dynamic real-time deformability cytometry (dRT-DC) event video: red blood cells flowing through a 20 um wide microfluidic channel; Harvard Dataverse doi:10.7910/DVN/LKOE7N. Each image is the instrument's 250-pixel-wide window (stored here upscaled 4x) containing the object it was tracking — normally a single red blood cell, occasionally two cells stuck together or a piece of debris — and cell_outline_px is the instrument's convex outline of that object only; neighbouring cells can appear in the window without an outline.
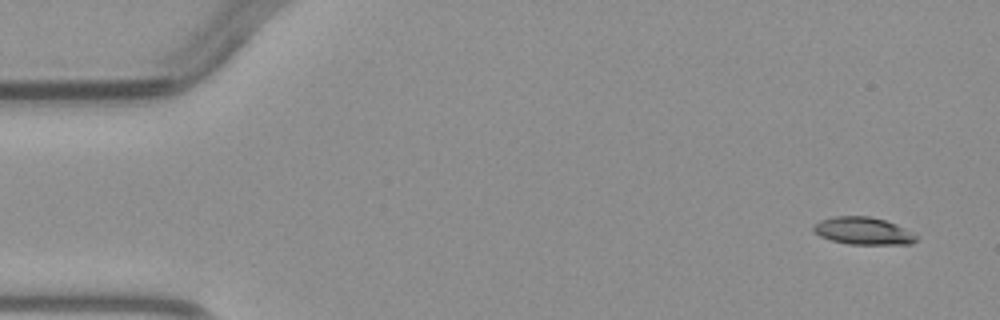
{"species": "common noctule bat (a hibernating species)", "species_latin": "Nyctalus noctula", "temperature_condition": "warm", "stored_images_in_passage": 4, "camera_frame_rate_fps": 3000, "um_per_image_px": 0.085, "animal": {"sex": "male", "body_mass_g": 23.1, "forearm_length_mm": 52.7}, "frame": {"image": 1, "passage_image": 1, "time_ms": 0.0, "image_size_px": [1000, 320], "cell_outline_px": [[920, 236], [912, 244], [848, 244], [832, 240], [820, 236], [812, 232], [812, 228], [820, 220], [836, 216], [868, 216], [884, 220], [896, 224]], "centroid_in_image_um": [73.38, 19.63], "position_along_channel_um": 11.6, "area_um2": 16.42}}
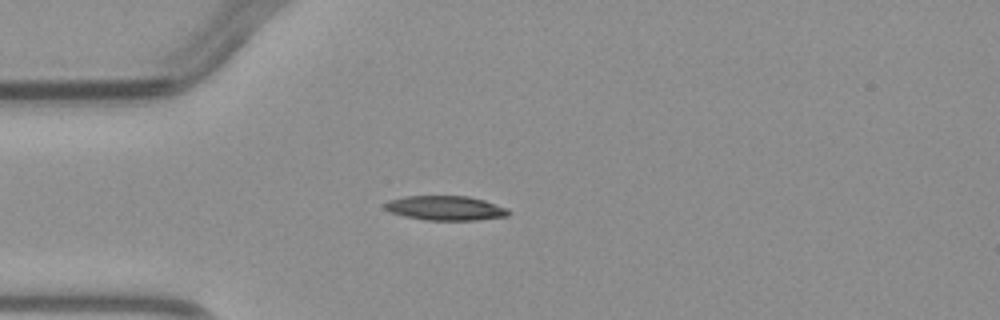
{"frame": {"image": 2, "passage_image": 4, "time_ms": 3.333, "image_size_px": [1000, 320], "cell_outline_px": [[512, 212], [508, 216], [476, 220], [424, 220], [404, 216], [392, 212], [384, 208], [384, 204], [388, 200], [404, 196], [468, 196], [484, 200], [508, 208]], "centroid_in_image_um": [37.89, 17.68], "position_along_channel_um": 47.1, "area_um2": 17.74}}